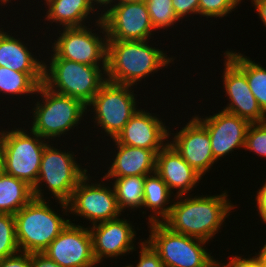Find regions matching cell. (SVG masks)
<instances>
[{
  "mask_svg": "<svg viewBox=\"0 0 266 267\" xmlns=\"http://www.w3.org/2000/svg\"><path fill=\"white\" fill-rule=\"evenodd\" d=\"M192 195L175 196L170 213L162 223L173 232L209 242L221 232L225 219L237 205L228 199L227 190L213 196Z\"/></svg>",
  "mask_w": 266,
  "mask_h": 267,
  "instance_id": "6da1fadb",
  "label": "cell"
},
{
  "mask_svg": "<svg viewBox=\"0 0 266 267\" xmlns=\"http://www.w3.org/2000/svg\"><path fill=\"white\" fill-rule=\"evenodd\" d=\"M148 42L107 40V81L134 87L174 62L176 57H168L164 49Z\"/></svg>",
  "mask_w": 266,
  "mask_h": 267,
  "instance_id": "7a4b0ae2",
  "label": "cell"
},
{
  "mask_svg": "<svg viewBox=\"0 0 266 267\" xmlns=\"http://www.w3.org/2000/svg\"><path fill=\"white\" fill-rule=\"evenodd\" d=\"M50 200L33 198L15 215L16 239L19 251L43 253L48 245L67 227L71 219L66 202L55 201L62 210L58 214L49 204ZM68 212V213H67ZM65 214V215H64Z\"/></svg>",
  "mask_w": 266,
  "mask_h": 267,
  "instance_id": "3957f363",
  "label": "cell"
},
{
  "mask_svg": "<svg viewBox=\"0 0 266 267\" xmlns=\"http://www.w3.org/2000/svg\"><path fill=\"white\" fill-rule=\"evenodd\" d=\"M41 96L31 109V129L40 137L53 142L78 128L87 115L86 106L79 100L51 91L43 83L39 85L36 97ZM68 132V133H67ZM58 137V138H56ZM51 140V141H50Z\"/></svg>",
  "mask_w": 266,
  "mask_h": 267,
  "instance_id": "277c9868",
  "label": "cell"
},
{
  "mask_svg": "<svg viewBox=\"0 0 266 267\" xmlns=\"http://www.w3.org/2000/svg\"><path fill=\"white\" fill-rule=\"evenodd\" d=\"M49 59V64L44 61L43 84L55 93L81 101L85 106L107 81V65H86L60 57L49 56Z\"/></svg>",
  "mask_w": 266,
  "mask_h": 267,
  "instance_id": "5b68a950",
  "label": "cell"
},
{
  "mask_svg": "<svg viewBox=\"0 0 266 267\" xmlns=\"http://www.w3.org/2000/svg\"><path fill=\"white\" fill-rule=\"evenodd\" d=\"M50 144H46L41 157L38 179L32 188L33 197L47 199L43 195L45 190L42 189L45 186L52 195L50 198L67 203L79 181L89 172L76 161V153L62 151L61 147L58 149L53 143L52 146Z\"/></svg>",
  "mask_w": 266,
  "mask_h": 267,
  "instance_id": "8992f818",
  "label": "cell"
},
{
  "mask_svg": "<svg viewBox=\"0 0 266 267\" xmlns=\"http://www.w3.org/2000/svg\"><path fill=\"white\" fill-rule=\"evenodd\" d=\"M27 128L0 130L3 148L4 173L35 186L40 170L41 157L48 140ZM30 133V134H29Z\"/></svg>",
  "mask_w": 266,
  "mask_h": 267,
  "instance_id": "52a82bcc",
  "label": "cell"
},
{
  "mask_svg": "<svg viewBox=\"0 0 266 267\" xmlns=\"http://www.w3.org/2000/svg\"><path fill=\"white\" fill-rule=\"evenodd\" d=\"M136 95L133 86L106 81L86 106V110L94 112L91 113L94 114V124L112 140L139 109Z\"/></svg>",
  "mask_w": 266,
  "mask_h": 267,
  "instance_id": "ba28073f",
  "label": "cell"
},
{
  "mask_svg": "<svg viewBox=\"0 0 266 267\" xmlns=\"http://www.w3.org/2000/svg\"><path fill=\"white\" fill-rule=\"evenodd\" d=\"M147 242L165 267H202L213 256L207 241L171 231L162 222L148 223ZM206 248V249H205Z\"/></svg>",
  "mask_w": 266,
  "mask_h": 267,
  "instance_id": "9c48e42d",
  "label": "cell"
},
{
  "mask_svg": "<svg viewBox=\"0 0 266 267\" xmlns=\"http://www.w3.org/2000/svg\"><path fill=\"white\" fill-rule=\"evenodd\" d=\"M90 24L83 27L60 28L57 40L52 43L51 57H60L86 65H107V34L103 21H97L96 29ZM100 28V29H99ZM99 29V30H98ZM102 29V30H101ZM94 30L102 33H94ZM103 36V37H101Z\"/></svg>",
  "mask_w": 266,
  "mask_h": 267,
  "instance_id": "30bf717a",
  "label": "cell"
},
{
  "mask_svg": "<svg viewBox=\"0 0 266 267\" xmlns=\"http://www.w3.org/2000/svg\"><path fill=\"white\" fill-rule=\"evenodd\" d=\"M91 178L93 177L87 173L73 190L72 196L67 202L69 213L85 218L89 224L91 222V226L123 216L113 185L111 188L102 181L93 183Z\"/></svg>",
  "mask_w": 266,
  "mask_h": 267,
  "instance_id": "8fae6325",
  "label": "cell"
},
{
  "mask_svg": "<svg viewBox=\"0 0 266 267\" xmlns=\"http://www.w3.org/2000/svg\"><path fill=\"white\" fill-rule=\"evenodd\" d=\"M108 40H150L157 31L153 28L145 2H126L112 5L102 14Z\"/></svg>",
  "mask_w": 266,
  "mask_h": 267,
  "instance_id": "7c38bea8",
  "label": "cell"
},
{
  "mask_svg": "<svg viewBox=\"0 0 266 267\" xmlns=\"http://www.w3.org/2000/svg\"><path fill=\"white\" fill-rule=\"evenodd\" d=\"M43 254L61 267L98 266L93 253L89 227L76 225L72 221L48 245Z\"/></svg>",
  "mask_w": 266,
  "mask_h": 267,
  "instance_id": "4fadbf2b",
  "label": "cell"
},
{
  "mask_svg": "<svg viewBox=\"0 0 266 267\" xmlns=\"http://www.w3.org/2000/svg\"><path fill=\"white\" fill-rule=\"evenodd\" d=\"M133 227L129 220L122 217L89 226L93 253L98 265L104 259H120V256L137 251L134 245L137 233Z\"/></svg>",
  "mask_w": 266,
  "mask_h": 267,
  "instance_id": "5bb4252c",
  "label": "cell"
},
{
  "mask_svg": "<svg viewBox=\"0 0 266 267\" xmlns=\"http://www.w3.org/2000/svg\"><path fill=\"white\" fill-rule=\"evenodd\" d=\"M222 73L223 89L229 100L224 111L246 119L250 123L266 121V114L260 108L250 90L245 73L224 53Z\"/></svg>",
  "mask_w": 266,
  "mask_h": 267,
  "instance_id": "9a60e30c",
  "label": "cell"
},
{
  "mask_svg": "<svg viewBox=\"0 0 266 267\" xmlns=\"http://www.w3.org/2000/svg\"><path fill=\"white\" fill-rule=\"evenodd\" d=\"M194 115L209 133L211 149L216 161L236 149H244L247 131L251 124L249 121L222 109L221 112L205 118L199 114Z\"/></svg>",
  "mask_w": 266,
  "mask_h": 267,
  "instance_id": "2e32d148",
  "label": "cell"
},
{
  "mask_svg": "<svg viewBox=\"0 0 266 267\" xmlns=\"http://www.w3.org/2000/svg\"><path fill=\"white\" fill-rule=\"evenodd\" d=\"M176 132L169 131V138L172 140L169 143L194 170L202 177L205 176L217 162L213 157L207 129L192 116L179 132Z\"/></svg>",
  "mask_w": 266,
  "mask_h": 267,
  "instance_id": "e0dca14e",
  "label": "cell"
},
{
  "mask_svg": "<svg viewBox=\"0 0 266 267\" xmlns=\"http://www.w3.org/2000/svg\"><path fill=\"white\" fill-rule=\"evenodd\" d=\"M147 111L138 109L115 140L119 144L153 149L158 153L169 143L170 128L165 125L159 115Z\"/></svg>",
  "mask_w": 266,
  "mask_h": 267,
  "instance_id": "ac0fdd59",
  "label": "cell"
},
{
  "mask_svg": "<svg viewBox=\"0 0 266 267\" xmlns=\"http://www.w3.org/2000/svg\"><path fill=\"white\" fill-rule=\"evenodd\" d=\"M156 173L176 196L190 194L203 179L170 143L156 154Z\"/></svg>",
  "mask_w": 266,
  "mask_h": 267,
  "instance_id": "d6986e66",
  "label": "cell"
},
{
  "mask_svg": "<svg viewBox=\"0 0 266 267\" xmlns=\"http://www.w3.org/2000/svg\"><path fill=\"white\" fill-rule=\"evenodd\" d=\"M116 150L112 153V162L103 178H122L130 176H146L156 172V152L153 149L119 144L115 139ZM115 157V158H114Z\"/></svg>",
  "mask_w": 266,
  "mask_h": 267,
  "instance_id": "ffe728a7",
  "label": "cell"
},
{
  "mask_svg": "<svg viewBox=\"0 0 266 267\" xmlns=\"http://www.w3.org/2000/svg\"><path fill=\"white\" fill-rule=\"evenodd\" d=\"M3 26V25H0ZM0 28V66L29 74L39 85L44 81V60L36 58L18 37ZM40 60V61H39Z\"/></svg>",
  "mask_w": 266,
  "mask_h": 267,
  "instance_id": "44dd1931",
  "label": "cell"
},
{
  "mask_svg": "<svg viewBox=\"0 0 266 267\" xmlns=\"http://www.w3.org/2000/svg\"><path fill=\"white\" fill-rule=\"evenodd\" d=\"M48 6L45 11V22L57 23L61 28L83 27L90 23L88 20L94 18V22L102 20V14L93 7L89 0H44ZM97 11V12H96ZM96 12V14H95ZM92 15V16H91ZM96 15H98L96 17ZM91 16V18H90ZM86 21V22H85Z\"/></svg>",
  "mask_w": 266,
  "mask_h": 267,
  "instance_id": "7402d4cb",
  "label": "cell"
},
{
  "mask_svg": "<svg viewBox=\"0 0 266 267\" xmlns=\"http://www.w3.org/2000/svg\"><path fill=\"white\" fill-rule=\"evenodd\" d=\"M175 196L156 172L146 175L142 208L152 213L146 223L162 222L169 215Z\"/></svg>",
  "mask_w": 266,
  "mask_h": 267,
  "instance_id": "603a6c76",
  "label": "cell"
},
{
  "mask_svg": "<svg viewBox=\"0 0 266 267\" xmlns=\"http://www.w3.org/2000/svg\"><path fill=\"white\" fill-rule=\"evenodd\" d=\"M33 198L32 187L25 181L0 174V213L15 215Z\"/></svg>",
  "mask_w": 266,
  "mask_h": 267,
  "instance_id": "cb8c5ba5",
  "label": "cell"
},
{
  "mask_svg": "<svg viewBox=\"0 0 266 267\" xmlns=\"http://www.w3.org/2000/svg\"><path fill=\"white\" fill-rule=\"evenodd\" d=\"M246 75L250 90L266 114V67L244 54L227 49L224 52Z\"/></svg>",
  "mask_w": 266,
  "mask_h": 267,
  "instance_id": "d4e9b609",
  "label": "cell"
},
{
  "mask_svg": "<svg viewBox=\"0 0 266 267\" xmlns=\"http://www.w3.org/2000/svg\"><path fill=\"white\" fill-rule=\"evenodd\" d=\"M146 176H130L122 178H103V181L112 179L113 188L116 194L119 209L125 212L126 209L135 211L143 207L144 200V180ZM127 207V208H126ZM125 210V211H124Z\"/></svg>",
  "mask_w": 266,
  "mask_h": 267,
  "instance_id": "484cf974",
  "label": "cell"
},
{
  "mask_svg": "<svg viewBox=\"0 0 266 267\" xmlns=\"http://www.w3.org/2000/svg\"><path fill=\"white\" fill-rule=\"evenodd\" d=\"M38 87L39 84L29 74L0 66V94L24 98L20 96H33Z\"/></svg>",
  "mask_w": 266,
  "mask_h": 267,
  "instance_id": "4316f807",
  "label": "cell"
},
{
  "mask_svg": "<svg viewBox=\"0 0 266 267\" xmlns=\"http://www.w3.org/2000/svg\"><path fill=\"white\" fill-rule=\"evenodd\" d=\"M145 3L155 30L167 31L168 27L172 28L176 22H180L174 12L172 0H146Z\"/></svg>",
  "mask_w": 266,
  "mask_h": 267,
  "instance_id": "83f0119b",
  "label": "cell"
},
{
  "mask_svg": "<svg viewBox=\"0 0 266 267\" xmlns=\"http://www.w3.org/2000/svg\"><path fill=\"white\" fill-rule=\"evenodd\" d=\"M18 252L15 217L13 214L0 213V259Z\"/></svg>",
  "mask_w": 266,
  "mask_h": 267,
  "instance_id": "f1b7e54d",
  "label": "cell"
},
{
  "mask_svg": "<svg viewBox=\"0 0 266 267\" xmlns=\"http://www.w3.org/2000/svg\"><path fill=\"white\" fill-rule=\"evenodd\" d=\"M242 0H199L198 15L208 18L222 19L240 6Z\"/></svg>",
  "mask_w": 266,
  "mask_h": 267,
  "instance_id": "f546056e",
  "label": "cell"
},
{
  "mask_svg": "<svg viewBox=\"0 0 266 267\" xmlns=\"http://www.w3.org/2000/svg\"><path fill=\"white\" fill-rule=\"evenodd\" d=\"M244 150H249L266 159V121L251 123L244 144Z\"/></svg>",
  "mask_w": 266,
  "mask_h": 267,
  "instance_id": "4dcf8cb0",
  "label": "cell"
},
{
  "mask_svg": "<svg viewBox=\"0 0 266 267\" xmlns=\"http://www.w3.org/2000/svg\"><path fill=\"white\" fill-rule=\"evenodd\" d=\"M141 242V243H140ZM140 251L138 252L139 260L136 265L128 264L123 267H165L161 261L159 254L152 248V246L144 239L138 242Z\"/></svg>",
  "mask_w": 266,
  "mask_h": 267,
  "instance_id": "1f68e13d",
  "label": "cell"
},
{
  "mask_svg": "<svg viewBox=\"0 0 266 267\" xmlns=\"http://www.w3.org/2000/svg\"><path fill=\"white\" fill-rule=\"evenodd\" d=\"M172 3L174 12L181 23L189 15H198L199 0H172Z\"/></svg>",
  "mask_w": 266,
  "mask_h": 267,
  "instance_id": "d6a6232c",
  "label": "cell"
},
{
  "mask_svg": "<svg viewBox=\"0 0 266 267\" xmlns=\"http://www.w3.org/2000/svg\"><path fill=\"white\" fill-rule=\"evenodd\" d=\"M0 267H31V253L21 252L0 259Z\"/></svg>",
  "mask_w": 266,
  "mask_h": 267,
  "instance_id": "836d02e7",
  "label": "cell"
},
{
  "mask_svg": "<svg viewBox=\"0 0 266 267\" xmlns=\"http://www.w3.org/2000/svg\"><path fill=\"white\" fill-rule=\"evenodd\" d=\"M234 255H232L228 262L224 261V267H263L257 253L254 254V257L248 256L247 258L241 254L239 256Z\"/></svg>",
  "mask_w": 266,
  "mask_h": 267,
  "instance_id": "e575fe53",
  "label": "cell"
},
{
  "mask_svg": "<svg viewBox=\"0 0 266 267\" xmlns=\"http://www.w3.org/2000/svg\"><path fill=\"white\" fill-rule=\"evenodd\" d=\"M263 184L261 185L262 187L256 192V206L254 207L257 209L256 211L258 212L259 217H261L260 219L262 222L266 224V181L263 182Z\"/></svg>",
  "mask_w": 266,
  "mask_h": 267,
  "instance_id": "d590c367",
  "label": "cell"
},
{
  "mask_svg": "<svg viewBox=\"0 0 266 267\" xmlns=\"http://www.w3.org/2000/svg\"><path fill=\"white\" fill-rule=\"evenodd\" d=\"M31 267H61L43 253H31Z\"/></svg>",
  "mask_w": 266,
  "mask_h": 267,
  "instance_id": "8d00e7d4",
  "label": "cell"
},
{
  "mask_svg": "<svg viewBox=\"0 0 266 267\" xmlns=\"http://www.w3.org/2000/svg\"><path fill=\"white\" fill-rule=\"evenodd\" d=\"M259 19L266 27V0H251Z\"/></svg>",
  "mask_w": 266,
  "mask_h": 267,
  "instance_id": "74e56055",
  "label": "cell"
},
{
  "mask_svg": "<svg viewBox=\"0 0 266 267\" xmlns=\"http://www.w3.org/2000/svg\"><path fill=\"white\" fill-rule=\"evenodd\" d=\"M89 1L93 5V7L96 8V10L99 8V10L101 11L102 8L100 7H103L101 14H103V12L105 13V11H107L108 8H110L113 5V0H89Z\"/></svg>",
  "mask_w": 266,
  "mask_h": 267,
  "instance_id": "f35d334b",
  "label": "cell"
},
{
  "mask_svg": "<svg viewBox=\"0 0 266 267\" xmlns=\"http://www.w3.org/2000/svg\"><path fill=\"white\" fill-rule=\"evenodd\" d=\"M202 267H224V262L222 263V261H218L217 258L215 259L213 256Z\"/></svg>",
  "mask_w": 266,
  "mask_h": 267,
  "instance_id": "ab89813d",
  "label": "cell"
},
{
  "mask_svg": "<svg viewBox=\"0 0 266 267\" xmlns=\"http://www.w3.org/2000/svg\"><path fill=\"white\" fill-rule=\"evenodd\" d=\"M261 249L258 251V256L263 267H266V242H264Z\"/></svg>",
  "mask_w": 266,
  "mask_h": 267,
  "instance_id": "60d3db41",
  "label": "cell"
},
{
  "mask_svg": "<svg viewBox=\"0 0 266 267\" xmlns=\"http://www.w3.org/2000/svg\"><path fill=\"white\" fill-rule=\"evenodd\" d=\"M4 172V166H3V148L1 145V140H0V174Z\"/></svg>",
  "mask_w": 266,
  "mask_h": 267,
  "instance_id": "b9f144b4",
  "label": "cell"
},
{
  "mask_svg": "<svg viewBox=\"0 0 266 267\" xmlns=\"http://www.w3.org/2000/svg\"><path fill=\"white\" fill-rule=\"evenodd\" d=\"M146 0H113V5L126 2H145Z\"/></svg>",
  "mask_w": 266,
  "mask_h": 267,
  "instance_id": "7bdbcfd3",
  "label": "cell"
},
{
  "mask_svg": "<svg viewBox=\"0 0 266 267\" xmlns=\"http://www.w3.org/2000/svg\"><path fill=\"white\" fill-rule=\"evenodd\" d=\"M11 1H13V0H0V6L2 7V6H8L9 5V2L12 4V2ZM7 3H8V5H7Z\"/></svg>",
  "mask_w": 266,
  "mask_h": 267,
  "instance_id": "ee69618b",
  "label": "cell"
}]
</instances>
